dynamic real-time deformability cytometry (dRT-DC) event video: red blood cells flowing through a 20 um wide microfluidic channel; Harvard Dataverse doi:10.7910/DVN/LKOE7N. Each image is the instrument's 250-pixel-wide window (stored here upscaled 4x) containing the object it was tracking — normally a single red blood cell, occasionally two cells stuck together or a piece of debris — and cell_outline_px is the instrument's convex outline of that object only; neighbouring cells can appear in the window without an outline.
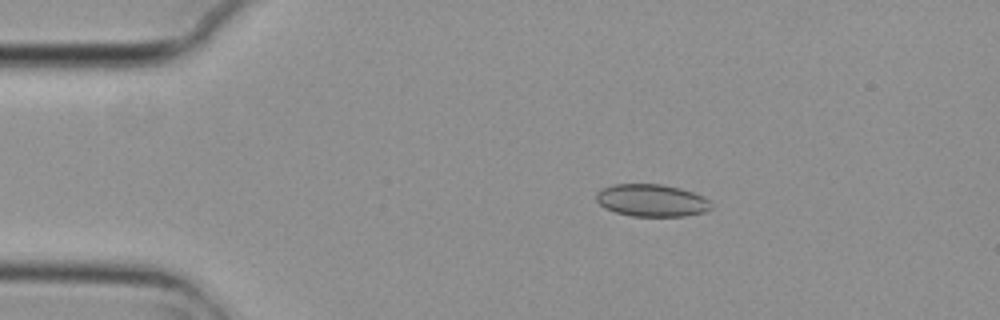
{"species": "common noctule bat (a hibernating species)", "species_latin": "Nyctalus noctula", "temperature_condition": "cold", "stored_images_in_passage": 3, "camera_frame_rate_fps": 3000, "um_per_image_px": 0.085, "animal": {"sex": "female", "body_mass_g": 29.2, "forearm_length_mm": 56.3}, "frame": {"image": 1, "passage_image": 1, "time_ms": 0.0, "image_size_px": [1000, 320], "cell_outline_px": [[712, 208], [704, 212], [684, 216], [632, 216], [616, 212], [604, 208], [596, 200], [596, 192], [612, 184], [660, 184], [680, 188], [704, 196], [708, 200]], "centroid_in_image_um": [55.38, 17.03], "position_along_channel_um": 29.6, "area_um2": 21.62}}
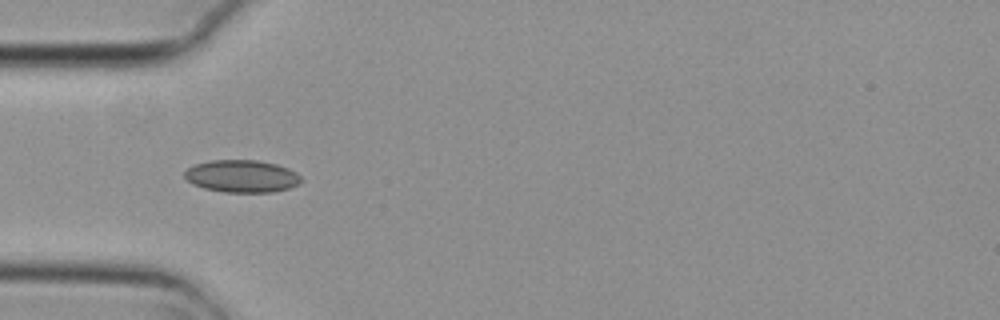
{"frame": {"image": 2, "passage_image": 3, "time_ms": 0.667, "image_size_px": [1000, 320], "cell_outline_px": [[304, 180], [300, 184], [288, 188], [272, 192], [224, 192], [204, 188], [192, 184], [184, 176], [184, 172], [188, 168], [196, 164], [212, 160], [256, 160], [276, 164], [288, 168], [296, 172]], "centroid_in_image_um": [20.58, 14.98], "position_along_channel_um": 64.4, "area_um2": 22.02}}